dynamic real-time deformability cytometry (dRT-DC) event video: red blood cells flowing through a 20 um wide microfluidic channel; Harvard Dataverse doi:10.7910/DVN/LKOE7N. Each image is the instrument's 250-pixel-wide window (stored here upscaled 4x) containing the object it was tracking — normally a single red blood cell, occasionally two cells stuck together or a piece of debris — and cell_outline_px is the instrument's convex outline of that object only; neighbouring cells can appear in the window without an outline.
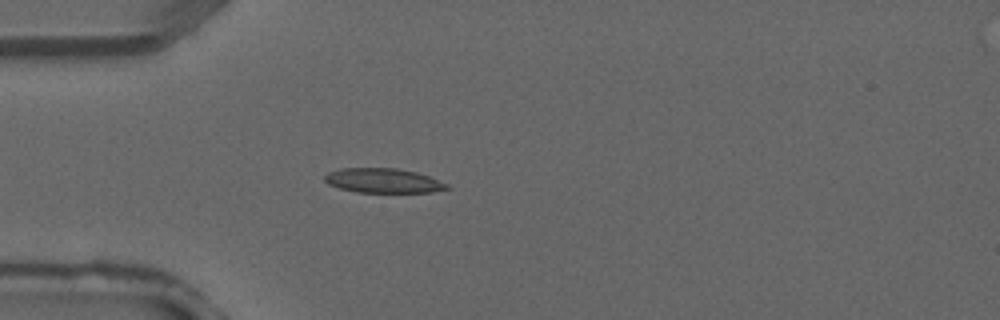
{"species": "common noctule bat (a hibernating species)", "species_latin": "Nyctalus noctula", "temperature_condition": "warm", "stored_images_in_passage": 3, "camera_frame_rate_fps": 3000, "um_per_image_px": 0.085, "animal": {"sex": "male", "forearm_length_mm": 52.5}, "frame": {"image": 1, "passage_image": 3, "time_ms": 0.667, "image_size_px": [1000, 320], "cell_outline_px": [[452, 188], [432, 192], [356, 192], [340, 188], [328, 184], [324, 180], [324, 176], [328, 172], [340, 168], [396, 168], [416, 172], [428, 176], [448, 184]], "centroid_in_image_um": [32.57, 15.35], "position_along_channel_um": 52.4, "area_um2": 17.46}}